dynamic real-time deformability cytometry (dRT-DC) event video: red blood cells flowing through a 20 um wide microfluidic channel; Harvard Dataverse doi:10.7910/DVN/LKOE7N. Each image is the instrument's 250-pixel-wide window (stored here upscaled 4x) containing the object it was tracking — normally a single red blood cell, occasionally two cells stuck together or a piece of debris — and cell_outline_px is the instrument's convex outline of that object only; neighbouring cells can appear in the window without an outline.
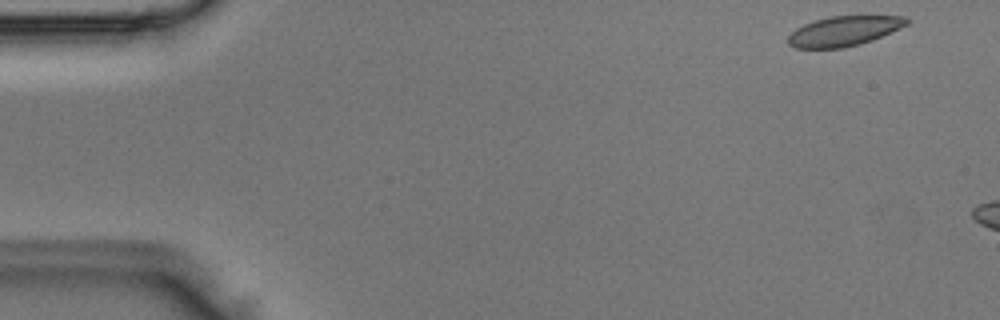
{"species": "Egyptian fruit bat (a non-hibernating species)", "species_latin": "Rousettus aegyptiacus", "temperature_condition": "room temperature", "stored_images_in_passage": 2, "camera_frame_rate_fps": 3000, "um_per_image_px": 0.085, "animal": {"sex": "male"}, "frame": {"image": 1, "passage_image": 1, "time_ms": 0.0, "image_size_px": [1000, 320], "cell_outline_px": [[912, 20], [908, 24], [900, 28], [872, 40], [860, 44], [844, 48], [796, 48], [788, 44], [788, 36], [796, 28], [804, 24], [816, 20], [832, 16], [908, 16]], "centroid_in_image_um": [71.77, 2.64], "position_along_channel_um": 13.2, "area_um2": 20.63}}